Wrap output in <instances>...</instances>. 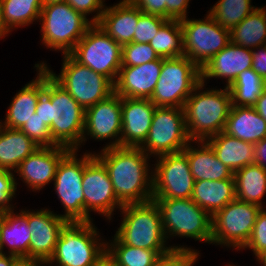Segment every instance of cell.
<instances>
[{"label": "cell", "instance_id": "1", "mask_svg": "<svg viewBox=\"0 0 266 266\" xmlns=\"http://www.w3.org/2000/svg\"><path fill=\"white\" fill-rule=\"evenodd\" d=\"M94 156L105 166L115 195L123 206L152 201L153 175L148 174L149 156L140 147L103 148Z\"/></svg>", "mask_w": 266, "mask_h": 266}, {"label": "cell", "instance_id": "2", "mask_svg": "<svg viewBox=\"0 0 266 266\" xmlns=\"http://www.w3.org/2000/svg\"><path fill=\"white\" fill-rule=\"evenodd\" d=\"M35 113L49 127L55 145L78 151L84 134L85 110L45 68L44 91L39 96Z\"/></svg>", "mask_w": 266, "mask_h": 266}, {"label": "cell", "instance_id": "3", "mask_svg": "<svg viewBox=\"0 0 266 266\" xmlns=\"http://www.w3.org/2000/svg\"><path fill=\"white\" fill-rule=\"evenodd\" d=\"M203 86L204 83L201 81L183 107L186 130L192 142L207 140L224 131L232 106L228 87L225 86L223 90L211 89L200 92Z\"/></svg>", "mask_w": 266, "mask_h": 266}, {"label": "cell", "instance_id": "4", "mask_svg": "<svg viewBox=\"0 0 266 266\" xmlns=\"http://www.w3.org/2000/svg\"><path fill=\"white\" fill-rule=\"evenodd\" d=\"M123 221L116 231V236L126 245L155 250L160 256L172 250H190L183 246L166 247L161 214L152 200L146 203L128 204L121 209Z\"/></svg>", "mask_w": 266, "mask_h": 266}, {"label": "cell", "instance_id": "5", "mask_svg": "<svg viewBox=\"0 0 266 266\" xmlns=\"http://www.w3.org/2000/svg\"><path fill=\"white\" fill-rule=\"evenodd\" d=\"M97 232L92 222L66 221L47 265L93 266L106 253V243L100 242Z\"/></svg>", "mask_w": 266, "mask_h": 266}, {"label": "cell", "instance_id": "6", "mask_svg": "<svg viewBox=\"0 0 266 266\" xmlns=\"http://www.w3.org/2000/svg\"><path fill=\"white\" fill-rule=\"evenodd\" d=\"M63 57L59 75L53 73L44 62L35 64V67H44L84 110L114 93V83L109 78L80 64L70 54Z\"/></svg>", "mask_w": 266, "mask_h": 266}, {"label": "cell", "instance_id": "7", "mask_svg": "<svg viewBox=\"0 0 266 266\" xmlns=\"http://www.w3.org/2000/svg\"><path fill=\"white\" fill-rule=\"evenodd\" d=\"M42 41L46 47L70 54L92 25L67 2L43 5L40 13Z\"/></svg>", "mask_w": 266, "mask_h": 266}, {"label": "cell", "instance_id": "8", "mask_svg": "<svg viewBox=\"0 0 266 266\" xmlns=\"http://www.w3.org/2000/svg\"><path fill=\"white\" fill-rule=\"evenodd\" d=\"M201 82V69L186 56L162 58L158 82L150 100L156 107L183 108Z\"/></svg>", "mask_w": 266, "mask_h": 266}, {"label": "cell", "instance_id": "9", "mask_svg": "<svg viewBox=\"0 0 266 266\" xmlns=\"http://www.w3.org/2000/svg\"><path fill=\"white\" fill-rule=\"evenodd\" d=\"M152 200L159 208L166 239L179 235L212 243V217L191 198Z\"/></svg>", "mask_w": 266, "mask_h": 266}, {"label": "cell", "instance_id": "10", "mask_svg": "<svg viewBox=\"0 0 266 266\" xmlns=\"http://www.w3.org/2000/svg\"><path fill=\"white\" fill-rule=\"evenodd\" d=\"M70 55L80 64L116 82L122 66V45L98 24H92Z\"/></svg>", "mask_w": 266, "mask_h": 266}, {"label": "cell", "instance_id": "11", "mask_svg": "<svg viewBox=\"0 0 266 266\" xmlns=\"http://www.w3.org/2000/svg\"><path fill=\"white\" fill-rule=\"evenodd\" d=\"M184 56L200 69L230 42V31L224 29L208 13L205 20H180Z\"/></svg>", "mask_w": 266, "mask_h": 266}, {"label": "cell", "instance_id": "12", "mask_svg": "<svg viewBox=\"0 0 266 266\" xmlns=\"http://www.w3.org/2000/svg\"><path fill=\"white\" fill-rule=\"evenodd\" d=\"M188 143L191 140L186 130L184 109L156 107L148 137L140 148L148 156L159 157L183 151Z\"/></svg>", "mask_w": 266, "mask_h": 266}, {"label": "cell", "instance_id": "13", "mask_svg": "<svg viewBox=\"0 0 266 266\" xmlns=\"http://www.w3.org/2000/svg\"><path fill=\"white\" fill-rule=\"evenodd\" d=\"M262 207L237 199L212 216V243L242 249L249 241Z\"/></svg>", "mask_w": 266, "mask_h": 266}, {"label": "cell", "instance_id": "14", "mask_svg": "<svg viewBox=\"0 0 266 266\" xmlns=\"http://www.w3.org/2000/svg\"><path fill=\"white\" fill-rule=\"evenodd\" d=\"M83 171L84 155L78 159L76 150H71L58 165L53 181L58 198L66 211L65 215H62L66 221H92L85 211Z\"/></svg>", "mask_w": 266, "mask_h": 266}, {"label": "cell", "instance_id": "15", "mask_svg": "<svg viewBox=\"0 0 266 266\" xmlns=\"http://www.w3.org/2000/svg\"><path fill=\"white\" fill-rule=\"evenodd\" d=\"M153 175V199L191 198L194 177L187 155L183 152L158 157Z\"/></svg>", "mask_w": 266, "mask_h": 266}, {"label": "cell", "instance_id": "16", "mask_svg": "<svg viewBox=\"0 0 266 266\" xmlns=\"http://www.w3.org/2000/svg\"><path fill=\"white\" fill-rule=\"evenodd\" d=\"M85 197V211L101 213L111 220L116 207L123 205L117 196L105 166L91 153L84 154V171L82 177Z\"/></svg>", "mask_w": 266, "mask_h": 266}, {"label": "cell", "instance_id": "17", "mask_svg": "<svg viewBox=\"0 0 266 266\" xmlns=\"http://www.w3.org/2000/svg\"><path fill=\"white\" fill-rule=\"evenodd\" d=\"M121 103L122 97L114 92L108 98L87 108L85 110L82 142H85V135L87 134L93 139L99 140L115 138L114 142L109 143L104 148L121 146Z\"/></svg>", "mask_w": 266, "mask_h": 266}, {"label": "cell", "instance_id": "18", "mask_svg": "<svg viewBox=\"0 0 266 266\" xmlns=\"http://www.w3.org/2000/svg\"><path fill=\"white\" fill-rule=\"evenodd\" d=\"M66 222L62 215L49 209L28 211V227L31 231L29 260L48 262L53 256L60 228Z\"/></svg>", "mask_w": 266, "mask_h": 266}, {"label": "cell", "instance_id": "19", "mask_svg": "<svg viewBox=\"0 0 266 266\" xmlns=\"http://www.w3.org/2000/svg\"><path fill=\"white\" fill-rule=\"evenodd\" d=\"M67 147L56 145L39 147L14 170L33 190H40L55 179L60 161L70 152Z\"/></svg>", "mask_w": 266, "mask_h": 266}, {"label": "cell", "instance_id": "20", "mask_svg": "<svg viewBox=\"0 0 266 266\" xmlns=\"http://www.w3.org/2000/svg\"><path fill=\"white\" fill-rule=\"evenodd\" d=\"M156 106L150 99L122 97V147H141L148 137Z\"/></svg>", "mask_w": 266, "mask_h": 266}, {"label": "cell", "instance_id": "21", "mask_svg": "<svg viewBox=\"0 0 266 266\" xmlns=\"http://www.w3.org/2000/svg\"><path fill=\"white\" fill-rule=\"evenodd\" d=\"M162 58L137 66L121 67L114 92L121 97L150 99L158 82Z\"/></svg>", "mask_w": 266, "mask_h": 266}, {"label": "cell", "instance_id": "22", "mask_svg": "<svg viewBox=\"0 0 266 266\" xmlns=\"http://www.w3.org/2000/svg\"><path fill=\"white\" fill-rule=\"evenodd\" d=\"M252 68V50L237 46L231 42L214 55L201 69V81L209 78H225L229 87L236 77Z\"/></svg>", "mask_w": 266, "mask_h": 266}, {"label": "cell", "instance_id": "23", "mask_svg": "<svg viewBox=\"0 0 266 266\" xmlns=\"http://www.w3.org/2000/svg\"><path fill=\"white\" fill-rule=\"evenodd\" d=\"M139 19V9L130 1L105 7L97 23L114 41L120 45L133 42V36Z\"/></svg>", "mask_w": 266, "mask_h": 266}, {"label": "cell", "instance_id": "24", "mask_svg": "<svg viewBox=\"0 0 266 266\" xmlns=\"http://www.w3.org/2000/svg\"><path fill=\"white\" fill-rule=\"evenodd\" d=\"M38 75L26 84L13 98L4 123L10 129H20L36 112L40 94L44 91V67H37Z\"/></svg>", "mask_w": 266, "mask_h": 266}, {"label": "cell", "instance_id": "25", "mask_svg": "<svg viewBox=\"0 0 266 266\" xmlns=\"http://www.w3.org/2000/svg\"><path fill=\"white\" fill-rule=\"evenodd\" d=\"M202 146L193 148L189 143L183 152L187 155L190 171L195 182L201 180L215 181L234 179V173L215 155L212 147L205 141H195Z\"/></svg>", "mask_w": 266, "mask_h": 266}, {"label": "cell", "instance_id": "26", "mask_svg": "<svg viewBox=\"0 0 266 266\" xmlns=\"http://www.w3.org/2000/svg\"><path fill=\"white\" fill-rule=\"evenodd\" d=\"M31 231L28 227V211L14 214L13 209L5 211L4 219L0 224V253L5 244L10 246V255L21 260H29V243Z\"/></svg>", "mask_w": 266, "mask_h": 266}, {"label": "cell", "instance_id": "27", "mask_svg": "<svg viewBox=\"0 0 266 266\" xmlns=\"http://www.w3.org/2000/svg\"><path fill=\"white\" fill-rule=\"evenodd\" d=\"M213 149L216 157L233 173L253 164L254 144L230 136L224 131L205 140Z\"/></svg>", "mask_w": 266, "mask_h": 266}, {"label": "cell", "instance_id": "28", "mask_svg": "<svg viewBox=\"0 0 266 266\" xmlns=\"http://www.w3.org/2000/svg\"><path fill=\"white\" fill-rule=\"evenodd\" d=\"M224 132L255 144L266 137V121L254 107L232 105Z\"/></svg>", "mask_w": 266, "mask_h": 266}, {"label": "cell", "instance_id": "29", "mask_svg": "<svg viewBox=\"0 0 266 266\" xmlns=\"http://www.w3.org/2000/svg\"><path fill=\"white\" fill-rule=\"evenodd\" d=\"M191 199L212 217L236 199L235 181L234 179L196 181Z\"/></svg>", "mask_w": 266, "mask_h": 266}, {"label": "cell", "instance_id": "30", "mask_svg": "<svg viewBox=\"0 0 266 266\" xmlns=\"http://www.w3.org/2000/svg\"><path fill=\"white\" fill-rule=\"evenodd\" d=\"M39 147L19 129L0 125V169L16 170Z\"/></svg>", "mask_w": 266, "mask_h": 266}, {"label": "cell", "instance_id": "31", "mask_svg": "<svg viewBox=\"0 0 266 266\" xmlns=\"http://www.w3.org/2000/svg\"><path fill=\"white\" fill-rule=\"evenodd\" d=\"M236 199L262 207L261 199L266 192V170L255 163L234 173Z\"/></svg>", "mask_w": 266, "mask_h": 266}, {"label": "cell", "instance_id": "32", "mask_svg": "<svg viewBox=\"0 0 266 266\" xmlns=\"http://www.w3.org/2000/svg\"><path fill=\"white\" fill-rule=\"evenodd\" d=\"M43 8L42 0H0V24L8 34L11 29L39 20Z\"/></svg>", "mask_w": 266, "mask_h": 266}, {"label": "cell", "instance_id": "33", "mask_svg": "<svg viewBox=\"0 0 266 266\" xmlns=\"http://www.w3.org/2000/svg\"><path fill=\"white\" fill-rule=\"evenodd\" d=\"M231 43L248 48L266 45V9L256 8L230 31Z\"/></svg>", "mask_w": 266, "mask_h": 266}, {"label": "cell", "instance_id": "34", "mask_svg": "<svg viewBox=\"0 0 266 266\" xmlns=\"http://www.w3.org/2000/svg\"><path fill=\"white\" fill-rule=\"evenodd\" d=\"M265 87L266 81L252 68L243 71L228 87L231 92L232 105L253 107Z\"/></svg>", "mask_w": 266, "mask_h": 266}, {"label": "cell", "instance_id": "35", "mask_svg": "<svg viewBox=\"0 0 266 266\" xmlns=\"http://www.w3.org/2000/svg\"><path fill=\"white\" fill-rule=\"evenodd\" d=\"M149 44L160 58L184 56L183 32L180 20H167Z\"/></svg>", "mask_w": 266, "mask_h": 266}, {"label": "cell", "instance_id": "36", "mask_svg": "<svg viewBox=\"0 0 266 266\" xmlns=\"http://www.w3.org/2000/svg\"><path fill=\"white\" fill-rule=\"evenodd\" d=\"M109 245L106 243V252L116 266H154L161 257L155 250L126 245L116 235Z\"/></svg>", "mask_w": 266, "mask_h": 266}, {"label": "cell", "instance_id": "37", "mask_svg": "<svg viewBox=\"0 0 266 266\" xmlns=\"http://www.w3.org/2000/svg\"><path fill=\"white\" fill-rule=\"evenodd\" d=\"M250 4L251 0H219L208 12L224 29L231 31L256 9Z\"/></svg>", "mask_w": 266, "mask_h": 266}, {"label": "cell", "instance_id": "38", "mask_svg": "<svg viewBox=\"0 0 266 266\" xmlns=\"http://www.w3.org/2000/svg\"><path fill=\"white\" fill-rule=\"evenodd\" d=\"M159 56L149 43L131 42L122 45V66H137L157 60Z\"/></svg>", "mask_w": 266, "mask_h": 266}, {"label": "cell", "instance_id": "39", "mask_svg": "<svg viewBox=\"0 0 266 266\" xmlns=\"http://www.w3.org/2000/svg\"><path fill=\"white\" fill-rule=\"evenodd\" d=\"M167 20L158 15L142 13L139 9V19L133 36V42L149 43Z\"/></svg>", "mask_w": 266, "mask_h": 266}, {"label": "cell", "instance_id": "40", "mask_svg": "<svg viewBox=\"0 0 266 266\" xmlns=\"http://www.w3.org/2000/svg\"><path fill=\"white\" fill-rule=\"evenodd\" d=\"M19 130L40 147L56 146L52 142L49 127L44 124V121L36 113Z\"/></svg>", "mask_w": 266, "mask_h": 266}, {"label": "cell", "instance_id": "41", "mask_svg": "<svg viewBox=\"0 0 266 266\" xmlns=\"http://www.w3.org/2000/svg\"><path fill=\"white\" fill-rule=\"evenodd\" d=\"M247 247L254 252L257 259L266 252V210L263 207L257 214L251 237L242 249Z\"/></svg>", "mask_w": 266, "mask_h": 266}, {"label": "cell", "instance_id": "42", "mask_svg": "<svg viewBox=\"0 0 266 266\" xmlns=\"http://www.w3.org/2000/svg\"><path fill=\"white\" fill-rule=\"evenodd\" d=\"M15 180L11 170L0 169V210H12L9 202L14 198L17 189Z\"/></svg>", "mask_w": 266, "mask_h": 266}, {"label": "cell", "instance_id": "43", "mask_svg": "<svg viewBox=\"0 0 266 266\" xmlns=\"http://www.w3.org/2000/svg\"><path fill=\"white\" fill-rule=\"evenodd\" d=\"M199 252L190 250H172L161 256L154 266H193Z\"/></svg>", "mask_w": 266, "mask_h": 266}, {"label": "cell", "instance_id": "44", "mask_svg": "<svg viewBox=\"0 0 266 266\" xmlns=\"http://www.w3.org/2000/svg\"><path fill=\"white\" fill-rule=\"evenodd\" d=\"M104 0H66V2L85 18L87 14L97 11V15L90 20L92 24H97L105 10ZM104 8V9H103Z\"/></svg>", "mask_w": 266, "mask_h": 266}, {"label": "cell", "instance_id": "45", "mask_svg": "<svg viewBox=\"0 0 266 266\" xmlns=\"http://www.w3.org/2000/svg\"><path fill=\"white\" fill-rule=\"evenodd\" d=\"M189 0H163V17L168 20L187 18Z\"/></svg>", "mask_w": 266, "mask_h": 266}, {"label": "cell", "instance_id": "46", "mask_svg": "<svg viewBox=\"0 0 266 266\" xmlns=\"http://www.w3.org/2000/svg\"><path fill=\"white\" fill-rule=\"evenodd\" d=\"M256 50L252 49V69L266 81V45Z\"/></svg>", "mask_w": 266, "mask_h": 266}, {"label": "cell", "instance_id": "47", "mask_svg": "<svg viewBox=\"0 0 266 266\" xmlns=\"http://www.w3.org/2000/svg\"><path fill=\"white\" fill-rule=\"evenodd\" d=\"M142 13L163 17V0H130Z\"/></svg>", "mask_w": 266, "mask_h": 266}, {"label": "cell", "instance_id": "48", "mask_svg": "<svg viewBox=\"0 0 266 266\" xmlns=\"http://www.w3.org/2000/svg\"><path fill=\"white\" fill-rule=\"evenodd\" d=\"M254 163L266 170V137L254 144Z\"/></svg>", "mask_w": 266, "mask_h": 266}, {"label": "cell", "instance_id": "49", "mask_svg": "<svg viewBox=\"0 0 266 266\" xmlns=\"http://www.w3.org/2000/svg\"><path fill=\"white\" fill-rule=\"evenodd\" d=\"M258 114L266 121V87L262 91L257 103L253 106Z\"/></svg>", "mask_w": 266, "mask_h": 266}, {"label": "cell", "instance_id": "50", "mask_svg": "<svg viewBox=\"0 0 266 266\" xmlns=\"http://www.w3.org/2000/svg\"><path fill=\"white\" fill-rule=\"evenodd\" d=\"M21 259L14 255L0 253V266H17Z\"/></svg>", "mask_w": 266, "mask_h": 266}, {"label": "cell", "instance_id": "51", "mask_svg": "<svg viewBox=\"0 0 266 266\" xmlns=\"http://www.w3.org/2000/svg\"><path fill=\"white\" fill-rule=\"evenodd\" d=\"M93 266H116V264L106 252Z\"/></svg>", "mask_w": 266, "mask_h": 266}, {"label": "cell", "instance_id": "52", "mask_svg": "<svg viewBox=\"0 0 266 266\" xmlns=\"http://www.w3.org/2000/svg\"><path fill=\"white\" fill-rule=\"evenodd\" d=\"M42 264L47 265V263L43 261L21 260L17 266H41Z\"/></svg>", "mask_w": 266, "mask_h": 266}, {"label": "cell", "instance_id": "53", "mask_svg": "<svg viewBox=\"0 0 266 266\" xmlns=\"http://www.w3.org/2000/svg\"><path fill=\"white\" fill-rule=\"evenodd\" d=\"M61 2H66V0H42L43 5L57 4Z\"/></svg>", "mask_w": 266, "mask_h": 266}, {"label": "cell", "instance_id": "54", "mask_svg": "<svg viewBox=\"0 0 266 266\" xmlns=\"http://www.w3.org/2000/svg\"><path fill=\"white\" fill-rule=\"evenodd\" d=\"M263 264V266H266V252L257 260Z\"/></svg>", "mask_w": 266, "mask_h": 266}, {"label": "cell", "instance_id": "55", "mask_svg": "<svg viewBox=\"0 0 266 266\" xmlns=\"http://www.w3.org/2000/svg\"><path fill=\"white\" fill-rule=\"evenodd\" d=\"M4 215H5V210H0V224L4 219Z\"/></svg>", "mask_w": 266, "mask_h": 266}, {"label": "cell", "instance_id": "56", "mask_svg": "<svg viewBox=\"0 0 266 266\" xmlns=\"http://www.w3.org/2000/svg\"><path fill=\"white\" fill-rule=\"evenodd\" d=\"M5 35H6V33L2 30L1 24H0V38H2Z\"/></svg>", "mask_w": 266, "mask_h": 266}]
</instances>
